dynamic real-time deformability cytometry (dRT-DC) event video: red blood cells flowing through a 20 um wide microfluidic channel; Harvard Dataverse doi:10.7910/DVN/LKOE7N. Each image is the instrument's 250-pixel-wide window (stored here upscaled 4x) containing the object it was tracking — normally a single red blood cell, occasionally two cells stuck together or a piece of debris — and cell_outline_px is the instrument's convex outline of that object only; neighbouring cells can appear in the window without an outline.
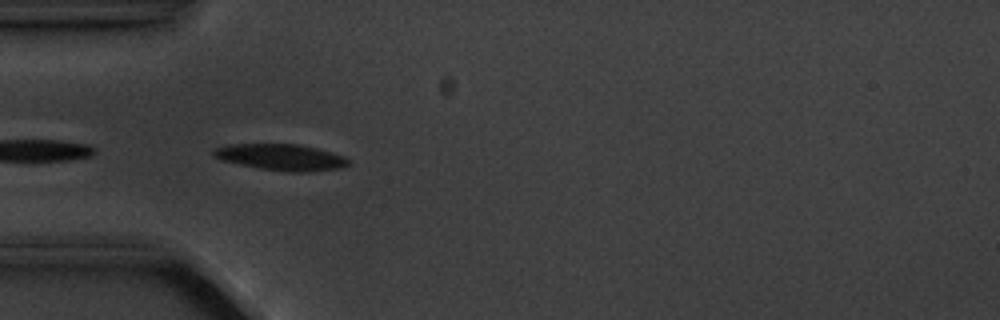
{"species": "common noctule bat (a hibernating species)", "species_latin": "Nyctalus noctula", "temperature_condition": "cold", "stored_images_in_passage": 6, "camera_frame_rate_fps": 3000, "um_per_image_px": 0.085, "animal": {"sex": "male", "body_mass_g": 20.1, "forearm_length_mm": 53.5}, "frame": {"image": 1, "passage_image": 4, "time_ms": 3.667, "image_size_px": [1000, 320], "cell_outline_px": [[352, 164], [344, 168], [308, 172], [292, 172], [260, 168], [220, 160], [212, 156], [212, 148], [232, 144], [296, 144], [316, 148], [344, 156]], "centroid_in_image_um": [23.9, 13.37], "position_along_channel_um": 61.1, "area_um2": 20.75}}
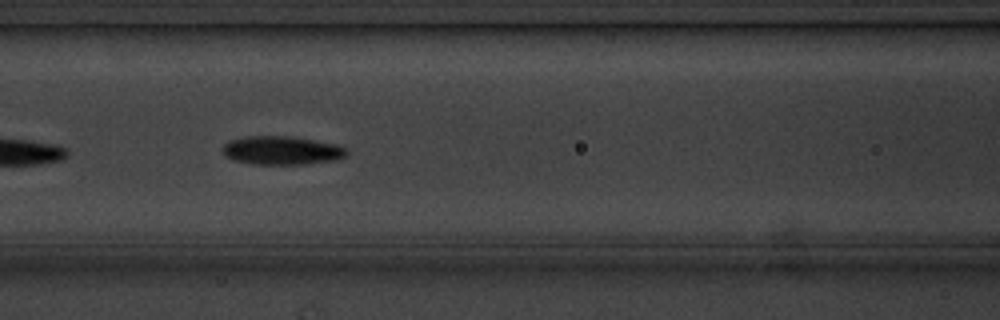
{"frame": {"image": 2, "passage_image": 6, "time_ms": 6.0, "image_size_px": [1000, 320], "cell_outline_px": [[348, 156], [336, 160], [304, 164], [256, 164], [232, 160], [224, 156], [224, 144], [228, 140], [244, 136], [292, 136], [336, 144], [348, 148]], "centroid_in_image_um": [23.97, 12.78], "position_along_channel_um": 142.6, "area_um2": 20.87}}